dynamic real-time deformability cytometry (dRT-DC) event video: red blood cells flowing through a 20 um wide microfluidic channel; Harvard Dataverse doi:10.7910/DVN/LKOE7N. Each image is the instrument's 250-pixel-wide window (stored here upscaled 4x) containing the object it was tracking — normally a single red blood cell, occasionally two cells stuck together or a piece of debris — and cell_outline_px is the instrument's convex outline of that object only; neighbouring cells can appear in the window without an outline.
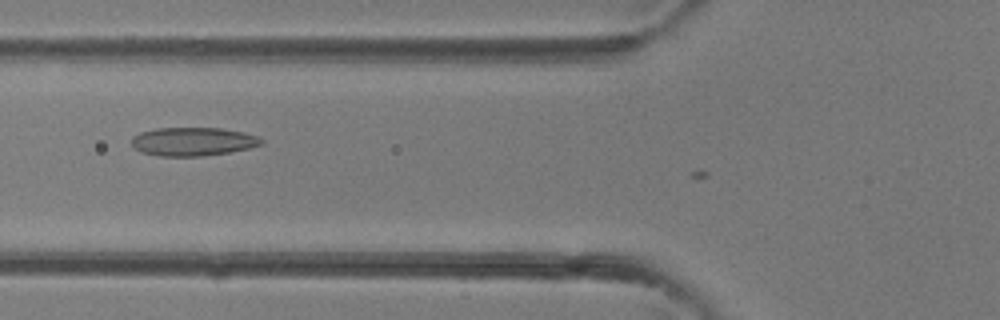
{"species": "common noctule bat (a hibernating species)", "species_latin": "Nyctalus noctula", "temperature_condition": "room temperature", "stored_images_in_passage": 8, "camera_frame_rate_fps": 3000, "um_per_image_px": 0.085, "animal": {"sex": "female"}, "frame": {"image": 1, "passage_image": 6, "time_ms": 1.667, "image_size_px": [1000, 320], "cell_outline_px": [[264, 144], [248, 148], [228, 152], [200, 156], [160, 156], [140, 152], [132, 144], [132, 136], [140, 132], [156, 128], [220, 128], [244, 132], [256, 136], [264, 140]], "centroid_in_image_um": [16.39, 12.03], "position_along_channel_um": 109.4, "area_um2": 21.5}}